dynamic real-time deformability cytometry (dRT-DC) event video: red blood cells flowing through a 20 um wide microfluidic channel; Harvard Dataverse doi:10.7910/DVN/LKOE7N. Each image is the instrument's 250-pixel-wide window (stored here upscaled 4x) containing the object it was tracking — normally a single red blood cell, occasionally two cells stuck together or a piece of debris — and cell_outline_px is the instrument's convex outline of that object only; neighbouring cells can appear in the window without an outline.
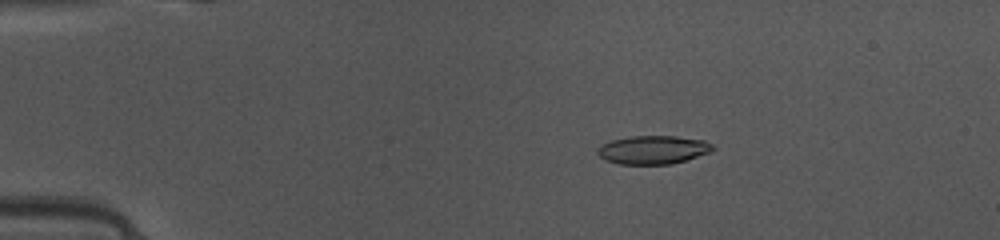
{"species": "common noctule bat (a hibernating species)", "species_latin": "Nyctalus noctula", "temperature_condition": "warm", "stored_images_in_passage": 44, "camera_frame_rate_fps": 3000, "um_per_image_px": 0.085, "animal": {"sex": "female", "body_mass_g": 10.0, "forearm_length_mm": 53.1}, "frame": {"image": 1, "passage_image": 5, "time_ms": 1.333, "image_size_px": [1000, 240], "cell_outline_px": [[716, 148], [708, 152], [672, 164], [616, 164], [604, 160], [596, 152], [596, 148], [612, 140], [632, 136], [676, 136], [704, 140], [712, 144]], "centroid_in_image_um": [55.47, 12.73], "position_along_channel_um": 29.5, "area_um2": 19.02}}
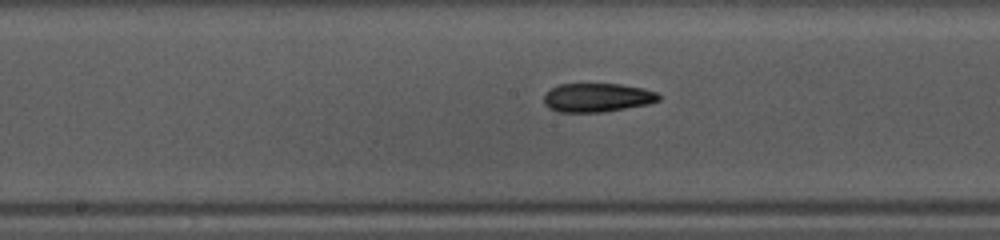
{"frame": {"image": 2, "passage_image": 21, "time_ms": 6.667, "image_size_px": [1000, 240], "cell_outline_px": [[660, 100], [648, 104], [604, 112], [556, 112], [548, 108], [544, 104], [544, 96], [552, 88], [560, 84], [620, 84], [644, 88], [656, 92], [660, 96]], "centroid_in_image_um": [50.76, 8.3], "position_along_channel_um": 197.4, "area_um2": 19.31}}
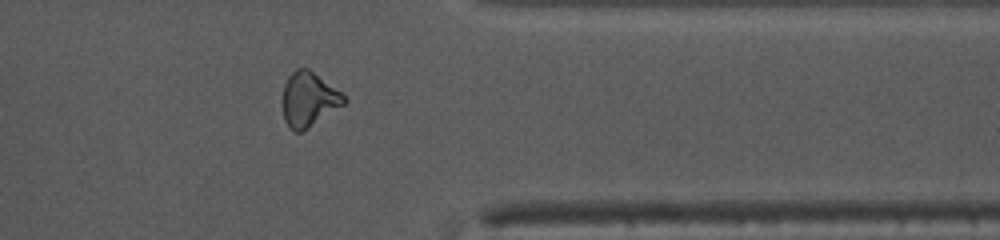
{"frame": {"image": 3, "passage_image": 35, "time_ms": 11.333, "image_size_px": [1000, 240], "cell_outline_px": [[348, 100], [344, 104], [300, 132], [296, 132], [288, 128], [284, 120], [280, 100], [284, 84], [288, 76], [296, 68], [308, 68], [340, 92]], "centroid_in_image_um": [26.17, 8.44], "position_along_channel_um": 385.2, "area_um2": 19.48}, "authors_computed_cell_mechanics": {"area_um2": 19.2763, "velocity_mm_per_s": 4.1725, "shape_relaxation_time_tau1_ms": 5.8727, "shape_relaxation_time_tau2_ms": 5.2955, "deformation_change_tau1": 0.1803, "deformation_change_tau2": 0.1458}}